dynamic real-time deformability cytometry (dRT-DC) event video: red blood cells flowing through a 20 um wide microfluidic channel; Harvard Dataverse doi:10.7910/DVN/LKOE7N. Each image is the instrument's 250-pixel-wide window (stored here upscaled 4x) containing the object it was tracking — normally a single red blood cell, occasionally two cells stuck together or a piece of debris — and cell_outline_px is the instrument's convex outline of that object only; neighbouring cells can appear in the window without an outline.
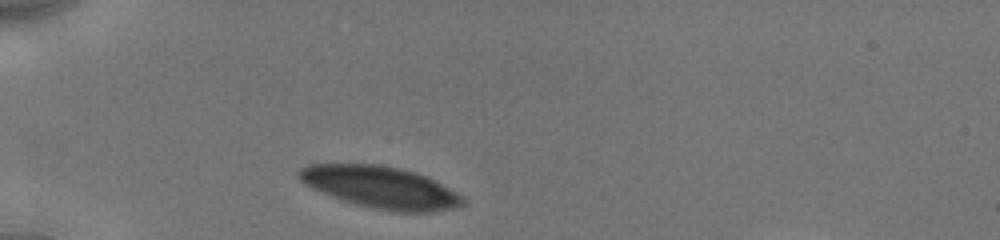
{"species": "human", "species_latin": "Homo sapiens", "temperature_condition": "cold", "stored_images_in_passage": 7, "camera_frame_rate_fps": 3000, "um_per_image_px": 0.085, "donor": {"sex": "male"}, "frame": {"image": 1, "passage_image": 1, "time_ms": 0.0, "image_size_px": [1000, 240], "cell_outline_px": [[464, 204], [456, 208], [432, 212], [396, 212], [372, 208], [356, 204], [332, 196], [312, 188], [304, 184], [296, 176], [296, 172], [300, 168], [308, 164], [376, 164], [400, 168], [416, 172], [428, 176], [456, 192], [464, 200]], "centroid_in_image_um": [32.34, 15.91], "position_along_channel_um": 52.7, "area_um2": 40.11}}
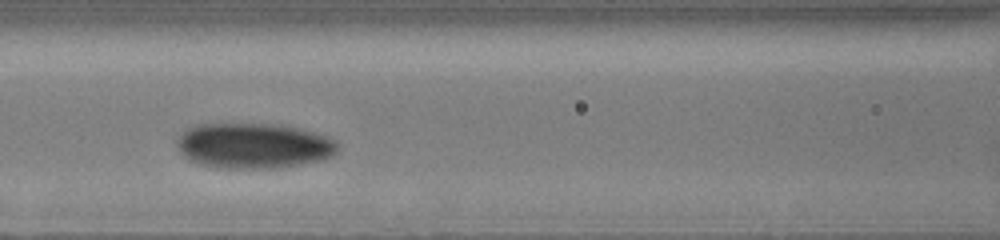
{"frame": {"image": 2, "passage_image": 4, "time_ms": 3.0, "image_size_px": [1000, 240], "cell_outline_px": [[340, 144], [336, 152], [332, 156], [320, 160], [280, 168], [212, 168], [188, 160], [180, 152], [176, 144], [176, 140], [188, 128], [200, 124], [280, 124], [300, 128], [328, 136], [336, 140]], "centroid_in_image_um": [21.57, 12.39], "position_along_channel_um": 145.0, "area_um2": 42.89}}
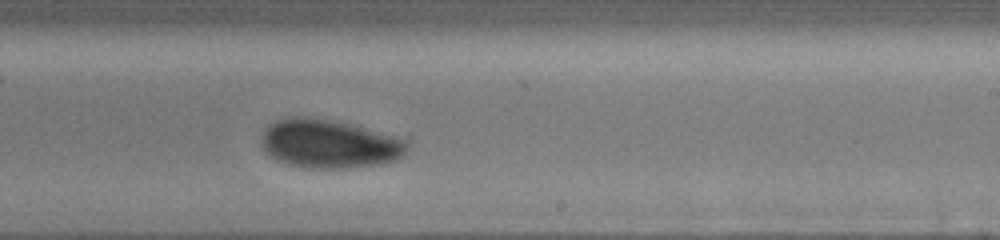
{"frame": {"image": 3, "passage_image": 7, "time_ms": 6.0, "image_size_px": [1000, 240], "cell_outline_px": [[408, 148], [404, 156], [396, 160], [380, 164], [348, 168], [304, 168], [288, 164], [276, 160], [268, 156], [264, 152], [260, 140], [260, 136], [268, 124], [276, 120], [288, 116], [304, 116], [328, 120], [348, 124], [364, 128], [408, 140]], "centroid_in_image_um": [27.92, 12.24], "position_along_channel_um": 261.1, "area_um2": 41.62}}